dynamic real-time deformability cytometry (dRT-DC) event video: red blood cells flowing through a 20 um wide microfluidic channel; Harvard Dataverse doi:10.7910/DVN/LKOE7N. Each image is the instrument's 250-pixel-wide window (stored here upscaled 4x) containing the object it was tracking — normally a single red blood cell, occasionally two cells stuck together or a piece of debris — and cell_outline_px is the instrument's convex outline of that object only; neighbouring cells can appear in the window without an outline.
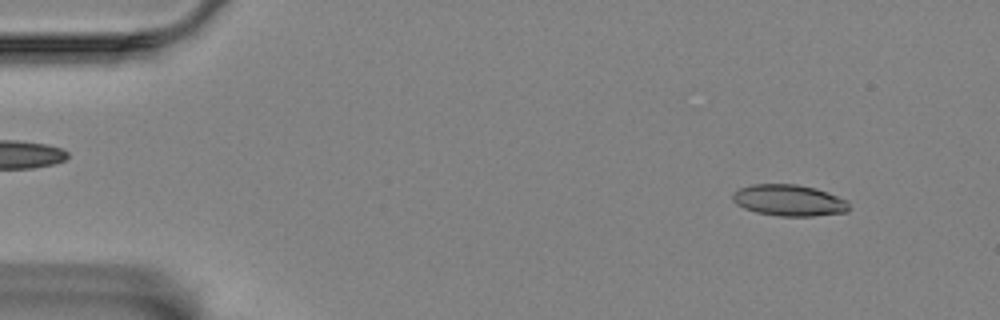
{"species": "Egyptian fruit bat (a non-hibernating species)", "species_latin": "Rousettus aegyptiacus", "temperature_condition": "room temperature", "stored_images_in_passage": 56, "camera_frame_rate_fps": 3000, "um_per_image_px": 0.085, "animal": {"sex": "female"}, "frame": {"image": 1, "passage_image": 5, "time_ms": 1.333, "image_size_px": [1000, 320], "cell_outline_px": [[848, 212], [812, 216], [780, 216], [756, 212], [744, 208], [736, 204], [732, 200], [732, 192], [740, 188], [752, 184], [796, 184], [816, 188], [828, 192], [848, 200]], "centroid_in_image_um": [67.06, 17.02], "position_along_channel_um": 17.9, "area_um2": 21.39}}
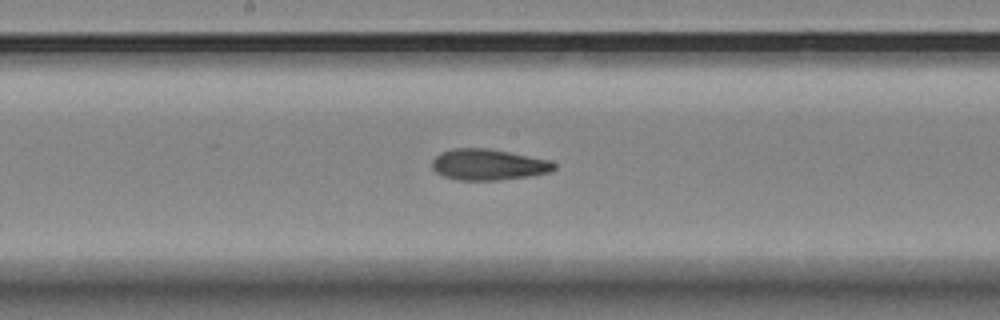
{"frame": {"image": 2, "passage_image": 29, "time_ms": 9.333, "image_size_px": [1000, 320], "cell_outline_px": [[556, 168], [548, 172], [528, 176], [496, 180], [456, 180], [444, 176], [436, 172], [432, 168], [432, 160], [440, 152], [452, 148], [488, 148], [548, 160], [556, 164]], "centroid_in_image_um": [41.45, 13.99], "position_along_channel_um": 206.7, "area_um2": 21.91}}
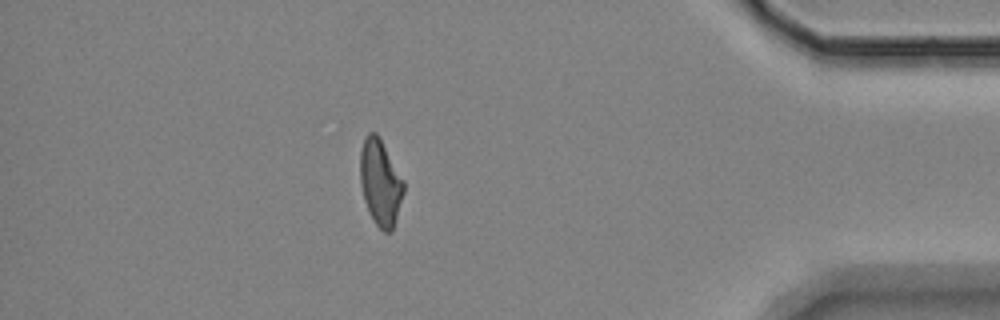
{"frame": {"image": 3, "passage_image": 49, "time_ms": 16.0, "image_size_px": [1000, 320], "cell_outline_px": [[404, 192], [392, 232], [384, 232], [376, 224], [364, 200], [360, 184], [360, 152], [364, 136], [368, 132], [376, 132], [380, 136], [404, 180]], "centroid_in_image_um": [32.33, 15.46], "position_along_channel_um": 402.9, "area_um2": 21.96}, "authors_computed_cell_mechanics": {"area_um2": 22.1374, "velocity_mm_per_s": 3.5302, "shape_relaxation_time_tau1_ms": 10.6269, "shape_relaxation_time_tau2_ms": 2.1182, "deformation_change_tau1": 0.2632, "deformation_change_tau2": 0.0979}}